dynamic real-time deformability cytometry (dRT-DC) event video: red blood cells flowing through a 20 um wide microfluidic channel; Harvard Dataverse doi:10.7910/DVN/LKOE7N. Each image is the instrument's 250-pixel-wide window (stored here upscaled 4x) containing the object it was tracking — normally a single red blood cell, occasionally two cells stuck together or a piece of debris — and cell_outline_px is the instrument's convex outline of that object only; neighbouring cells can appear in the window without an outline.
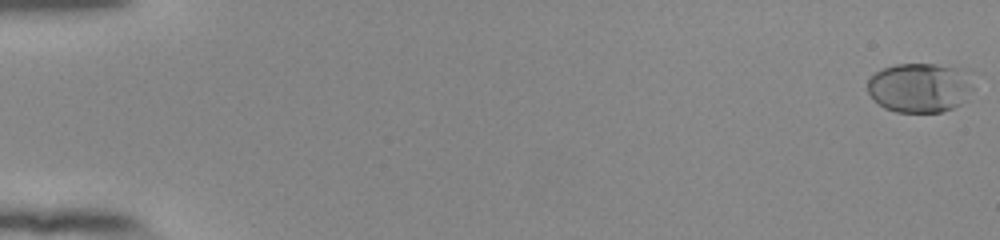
{"species": "human", "species_latin": "Homo sapiens", "temperature_condition": "room temperature", "stored_images_in_passage": 55, "camera_frame_rate_fps": 3000, "um_per_image_px": 0.085, "donor": {"sex": "female"}, "frame": {"image": 1, "passage_image": 1, "time_ms": 0.0, "image_size_px": [1000, 240], "cell_outline_px": [[972, 88], [964, 100], [960, 104], [952, 108], [940, 112], [896, 112], [884, 108], [868, 92], [868, 80], [876, 72], [884, 68], [896, 64], [936, 64], [968, 68], [972, 84]], "centroid_in_image_um": [78.22, 7.43], "position_along_channel_um": 6.8, "area_um2": 30.63}}
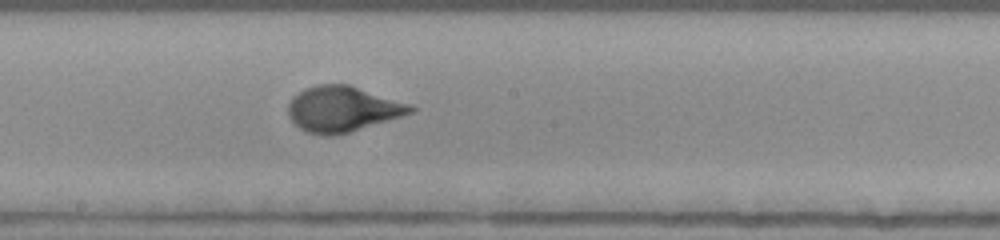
{"frame": {"image": 2, "passage_image": 32, "time_ms": 10.333, "image_size_px": [1000, 240], "cell_outline_px": [[416, 108], [412, 112], [400, 116], [336, 136], [324, 136], [308, 132], [300, 128], [288, 116], [288, 104], [292, 96], [304, 88], [316, 84], [348, 84], [408, 104]], "centroid_in_image_um": [29.03, 9.26], "position_along_channel_um": 219.2, "area_um2": 32.08}}
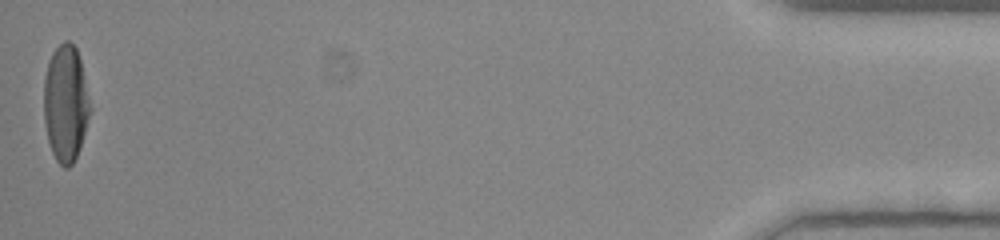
{"frame": {"image": 3, "passage_image": 55, "time_ms": 18.0, "image_size_px": [1000, 240], "cell_outline_px": [[92, 108], [80, 148], [72, 164], [68, 168], [64, 168], [56, 160], [52, 152], [48, 140], [44, 120], [44, 76], [52, 52], [64, 40], [68, 40], [76, 48], [80, 60]], "centroid_in_image_um": [5.58, 8.8], "position_along_channel_um": 429.6, "area_um2": 31.5}, "authors_computed_cell_mechanics": {"area_um2": 30.634, "velocity_mm_per_s": 3.8784, "shape_relaxation_time_tau1_ms": 3.5475, "shape_relaxation_time_tau2_ms": null, "deformation_change_tau1": 0.2077, "deformation_change_tau2": null}}